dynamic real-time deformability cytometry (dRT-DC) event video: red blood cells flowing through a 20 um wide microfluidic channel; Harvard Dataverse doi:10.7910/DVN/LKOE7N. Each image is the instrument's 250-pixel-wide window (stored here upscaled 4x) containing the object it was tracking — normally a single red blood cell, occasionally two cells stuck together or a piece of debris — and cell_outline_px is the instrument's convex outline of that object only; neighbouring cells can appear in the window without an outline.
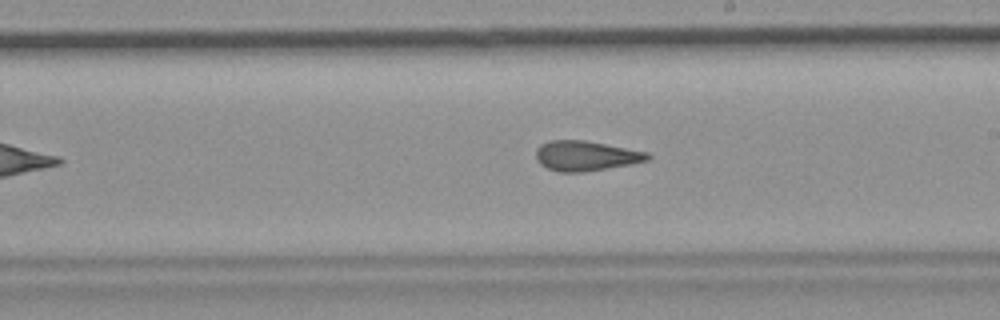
{"species": "common noctule bat (a hibernating species)", "species_latin": "Nyctalus noctula", "temperature_condition": "room temperature", "stored_images_in_passage": 30, "camera_frame_rate_fps": 3000, "um_per_image_px": 0.085, "animal": {"sex": "female", "body_mass_g": 19.9}, "frame": {"image": 1, "passage_image": 18, "time_ms": 5.667, "image_size_px": [1000, 320], "cell_outline_px": [[652, 156], [648, 160], [632, 164], [584, 172], [560, 172], [548, 168], [540, 164], [536, 156], [536, 148], [540, 144], [552, 140], [584, 140], [648, 152]], "centroid_in_image_um": [49.8, 13.24], "position_along_channel_um": 239.2, "area_um2": 19.48}}